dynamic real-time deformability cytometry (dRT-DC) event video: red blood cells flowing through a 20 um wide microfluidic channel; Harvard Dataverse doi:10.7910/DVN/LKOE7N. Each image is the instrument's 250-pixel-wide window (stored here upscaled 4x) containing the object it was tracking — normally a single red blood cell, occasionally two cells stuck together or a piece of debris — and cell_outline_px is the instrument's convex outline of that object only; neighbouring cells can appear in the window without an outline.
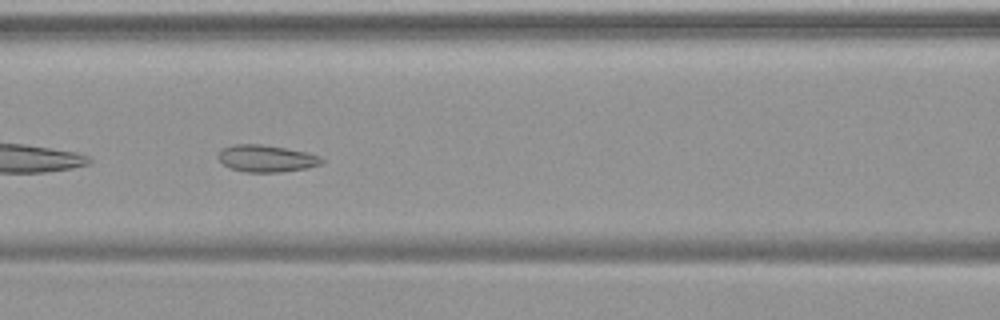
{"species": "common noctule bat (a hibernating species)", "species_latin": "Nyctalus noctula", "temperature_condition": "warm", "stored_images_in_passage": 36, "camera_frame_rate_fps": 3000, "um_per_image_px": 0.085, "animal": {"sex": "female", "body_mass_g": 19.9}, "frame": {"image": 1, "passage_image": 7, "time_ms": 2.0, "image_size_px": [1000, 320], "cell_outline_px": [[324, 160], [320, 164], [308, 168], [280, 172], [244, 172], [232, 168], [224, 164], [216, 156], [220, 148], [232, 144], [260, 144], [308, 152], [320, 156]], "centroid_in_image_um": [22.62, 13.46], "position_along_channel_um": 144.0, "area_um2": 16.36}}
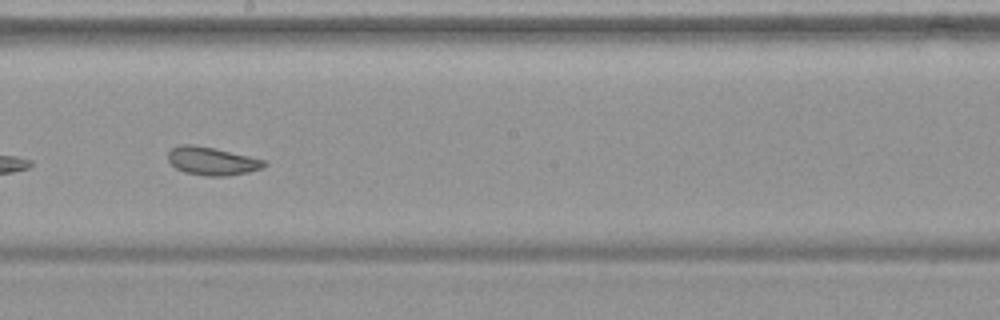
{"frame": {"image": 2, "passage_image": 14, "time_ms": 4.333, "image_size_px": [1000, 320], "cell_outline_px": [[268, 164], [260, 168], [248, 172], [228, 176], [208, 176], [184, 172], [176, 168], [168, 160], [168, 152], [172, 148], [180, 144], [192, 144], [212, 148], [248, 156], [264, 160]], "centroid_in_image_um": [17.99, 13.69], "position_along_channel_um": 230.2, "area_um2": 15.55}}
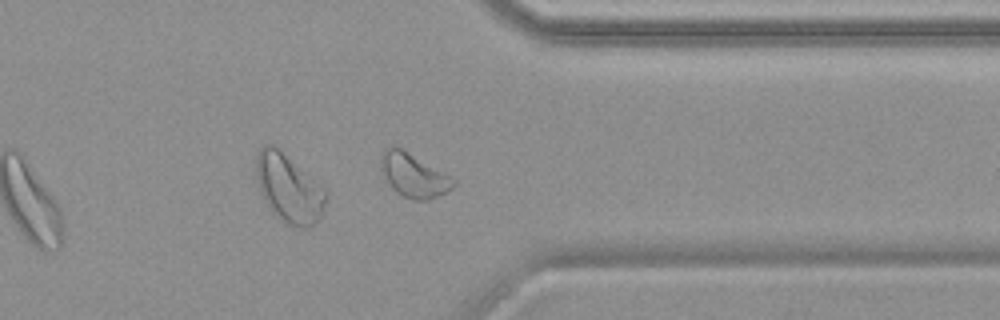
{"frame": {"image": 3, "passage_image": 26, "time_ms": 8.333, "image_size_px": [1000, 320], "cell_outline_px": [[456, 184], [452, 188], [428, 200], [412, 200], [396, 192], [392, 188], [380, 164], [380, 152], [388, 148], [400, 148], [452, 176], [456, 180]], "centroid_in_image_um": [35.19, 14.91], "position_along_channel_um": 376.2, "area_um2": 18.03}, "authors_computed_cell_mechanics": {"area_um2": 16.7909, "velocity_mm_per_s": 3.7206, "shape_relaxation_time_tau1_ms": null, "shape_relaxation_time_tau2_ms": 3.6344, "deformation_change_tau1": null, "deformation_change_tau2": 0.1024}}